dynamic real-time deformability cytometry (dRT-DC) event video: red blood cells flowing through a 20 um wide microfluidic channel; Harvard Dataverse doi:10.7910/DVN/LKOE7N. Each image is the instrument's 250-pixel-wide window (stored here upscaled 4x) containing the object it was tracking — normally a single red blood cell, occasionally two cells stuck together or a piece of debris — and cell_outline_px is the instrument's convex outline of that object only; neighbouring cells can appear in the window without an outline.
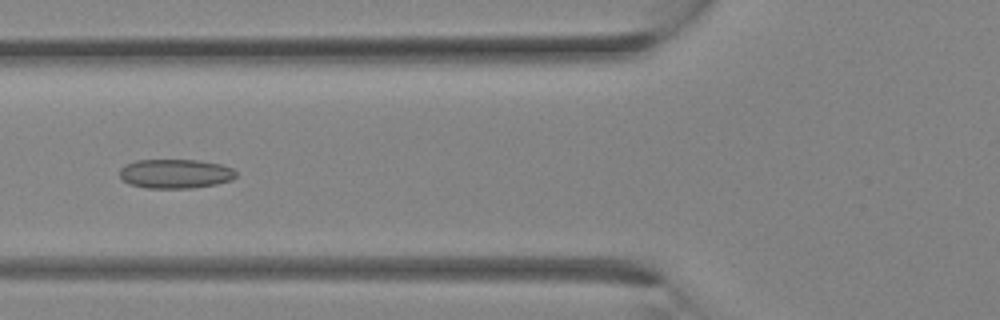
{"species": "Egyptian fruit bat (a non-hibernating species)", "species_latin": "Rousettus aegyptiacus", "temperature_condition": "room temperature", "stored_images_in_passage": 33, "camera_frame_rate_fps": 3000, "um_per_image_px": 0.085, "animal": {"sex": "female"}, "frame": {"image": 1, "passage_image": 13, "time_ms": 4.0, "image_size_px": [1000, 320], "cell_outline_px": [[236, 176], [232, 180], [216, 184], [192, 188], [148, 188], [132, 184], [124, 180], [120, 176], [120, 168], [124, 164], [136, 160], [200, 160], [220, 164], [232, 168], [236, 172]], "centroid_in_image_um": [14.92, 14.76], "position_along_channel_um": 110.9, "area_um2": 19.83}}
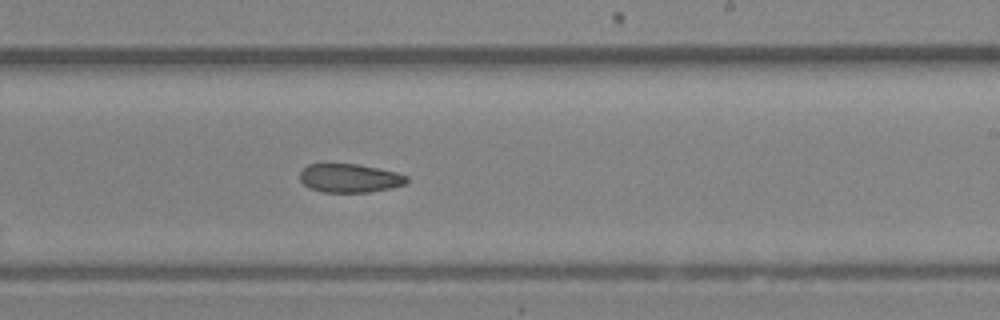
{"frame": {"image": 2, "passage_image": 20, "time_ms": 6.333, "image_size_px": [1000, 320], "cell_outline_px": [[408, 180], [404, 184], [392, 188], [368, 192], [324, 192], [308, 188], [300, 180], [300, 172], [308, 164], [356, 164], [396, 172], [408, 176]], "centroid_in_image_um": [29.71, 15.15], "position_along_channel_um": 259.3, "area_um2": 17.74}}
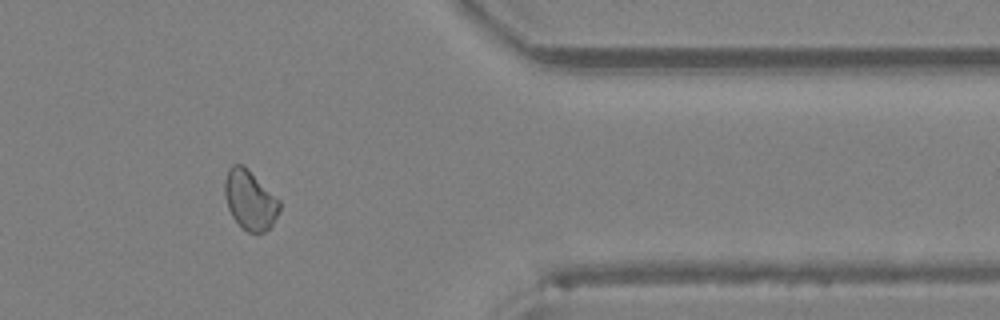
{"frame": {"image": 3, "passage_image": 27, "time_ms": 8.667, "image_size_px": [1000, 320], "cell_outline_px": [[280, 208], [272, 224], [264, 232], [256, 236], [248, 232], [232, 216], [228, 208], [224, 196], [224, 180], [228, 168], [232, 164], [244, 164], [280, 200]], "centroid_in_image_um": [21.23, 16.98], "position_along_channel_um": 390.2, "area_um2": 19.19}}